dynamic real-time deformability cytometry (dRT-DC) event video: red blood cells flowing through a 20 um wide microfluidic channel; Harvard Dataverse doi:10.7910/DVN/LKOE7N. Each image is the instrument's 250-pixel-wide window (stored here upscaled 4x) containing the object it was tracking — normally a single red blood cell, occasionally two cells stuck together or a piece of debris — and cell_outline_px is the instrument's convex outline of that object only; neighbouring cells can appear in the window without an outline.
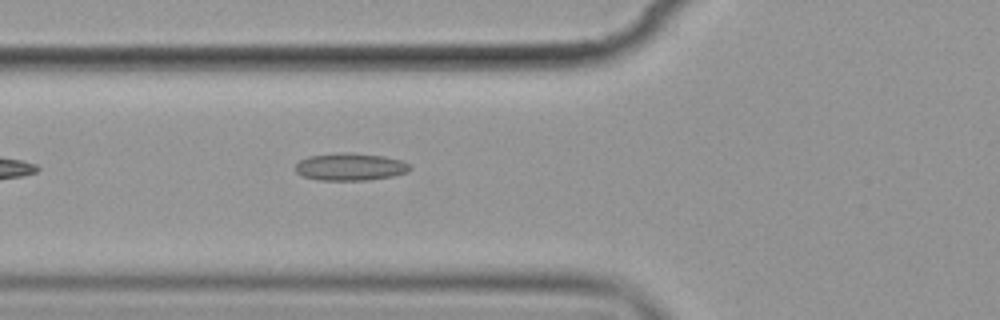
{"species": "common noctule bat (a hibernating species)", "species_latin": "Nyctalus noctula", "temperature_condition": "cold", "stored_images_in_passage": 2, "camera_frame_rate_fps": 3000, "um_per_image_px": 0.085, "animal": {"sex": "female", "body_mass_g": 19.9}, "frame": {"image": 1, "passage_image": 2, "time_ms": 1.0, "image_size_px": [1000, 320], "cell_outline_px": [[412, 168], [408, 172], [392, 176], [368, 180], [316, 180], [304, 176], [296, 172], [296, 164], [300, 160], [308, 156], [340, 152], [352, 152], [384, 156], [400, 160], [412, 164]], "centroid_in_image_um": [29.8, 14.17], "position_along_channel_um": 96.0, "area_um2": 18.5}}